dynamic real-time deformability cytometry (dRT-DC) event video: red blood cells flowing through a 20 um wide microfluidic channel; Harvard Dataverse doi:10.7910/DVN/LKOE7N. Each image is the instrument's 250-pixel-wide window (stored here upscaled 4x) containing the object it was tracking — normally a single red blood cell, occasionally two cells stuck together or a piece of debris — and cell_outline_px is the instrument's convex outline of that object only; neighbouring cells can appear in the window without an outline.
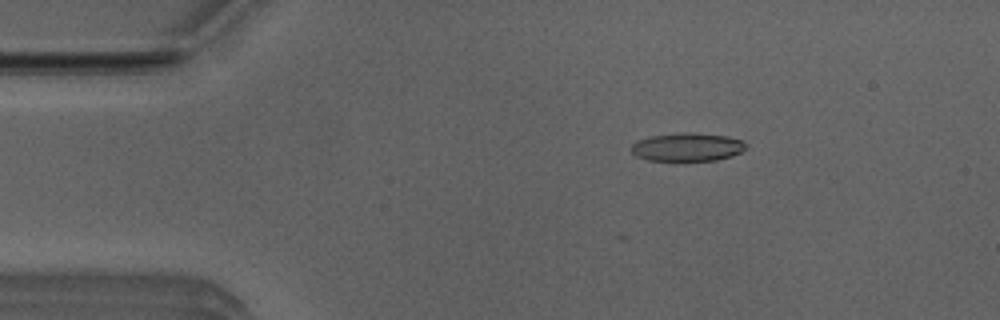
{"species": "Egyptian fruit bat (a non-hibernating species)", "species_latin": "Rousettus aegyptiacus", "temperature_condition": "room temperature", "stored_images_in_passage": 7, "camera_frame_rate_fps": 3000, "um_per_image_px": 0.085, "animal": {"sex": "male"}, "frame": {"image": 1, "passage_image": 1, "time_ms": 0.0, "image_size_px": [1000, 320], "cell_outline_px": [[748, 144], [740, 152], [732, 156], [716, 160], [648, 160], [632, 156], [632, 144], [636, 140], [652, 136], [680, 132], [692, 132], [728, 136], [744, 140]], "centroid_in_image_um": [58.42, 12.49], "position_along_channel_um": 26.6, "area_um2": 19.07}}